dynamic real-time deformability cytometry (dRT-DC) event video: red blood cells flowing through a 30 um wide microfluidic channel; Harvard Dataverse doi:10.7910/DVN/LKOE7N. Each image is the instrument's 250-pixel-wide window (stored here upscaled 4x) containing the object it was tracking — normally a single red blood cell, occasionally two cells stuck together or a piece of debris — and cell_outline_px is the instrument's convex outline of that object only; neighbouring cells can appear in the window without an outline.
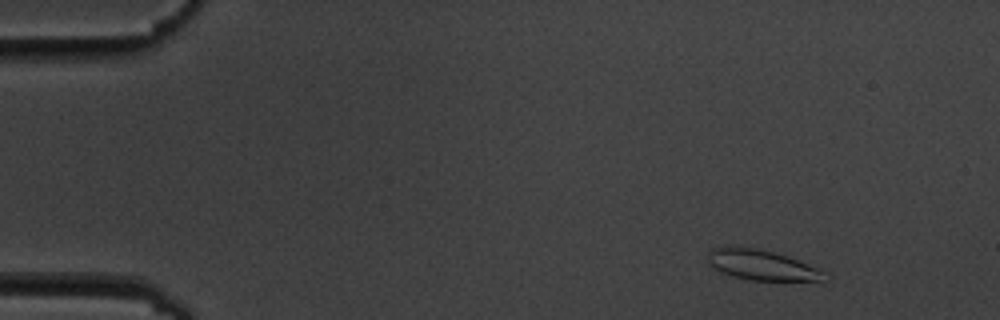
{"species": "common noctule bat (a hibernating species)", "species_latin": "Nyctalus noctula", "temperature_condition": "cold", "stored_images_in_passage": 5, "camera_frame_rate_fps": 3000, "um_per_image_px": 0.085, "animal": {"sex": "male", "body_mass_g": 19.5, "forearm_length_mm": 54.6}, "frame": {"image": 1, "passage_image": 2, "time_ms": 1.0, "image_size_px": [1000, 320], "cell_outline_px": [[824, 272], [820, 280], [752, 280], [720, 272], [712, 268], [708, 264], [708, 252], [712, 248], [728, 244], [756, 248], [772, 252], [820, 268]], "centroid_in_image_um": [64.59, 22.48], "position_along_channel_um": 20.4, "area_um2": 20.35}}